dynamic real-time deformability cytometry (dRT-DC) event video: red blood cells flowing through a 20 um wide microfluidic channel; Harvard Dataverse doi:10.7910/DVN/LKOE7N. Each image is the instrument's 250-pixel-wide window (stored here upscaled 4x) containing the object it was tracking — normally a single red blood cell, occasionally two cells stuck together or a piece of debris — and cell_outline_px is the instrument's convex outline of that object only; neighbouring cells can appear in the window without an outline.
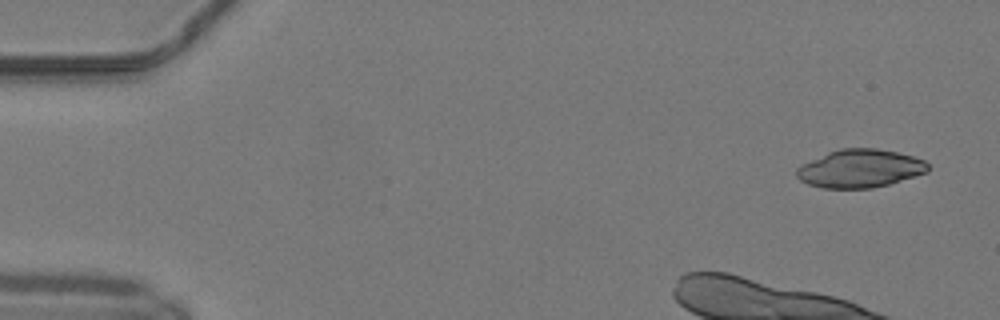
{"species": "common noctule bat (a hibernating species)", "species_latin": "Nyctalus noctula", "temperature_condition": "warm", "stored_images_in_passage": 9, "camera_frame_rate_fps": 3000, "um_per_image_px": 0.085, "animal": {"sex": "male", "body_mass_g": 19.2, "forearm_length_mm": 51.8}, "frame": {"image": 1, "passage_image": 1, "time_ms": 0.0, "image_size_px": [1000, 320], "cell_outline_px": [[928, 172], [888, 184], [872, 188], [824, 188], [808, 184], [800, 180], [796, 176], [796, 168], [828, 152], [840, 148], [876, 148], [896, 152], [912, 156], [924, 160], [928, 164]], "centroid_in_image_um": [73.1, 14.32], "position_along_channel_um": 11.9, "area_um2": 28.96}}